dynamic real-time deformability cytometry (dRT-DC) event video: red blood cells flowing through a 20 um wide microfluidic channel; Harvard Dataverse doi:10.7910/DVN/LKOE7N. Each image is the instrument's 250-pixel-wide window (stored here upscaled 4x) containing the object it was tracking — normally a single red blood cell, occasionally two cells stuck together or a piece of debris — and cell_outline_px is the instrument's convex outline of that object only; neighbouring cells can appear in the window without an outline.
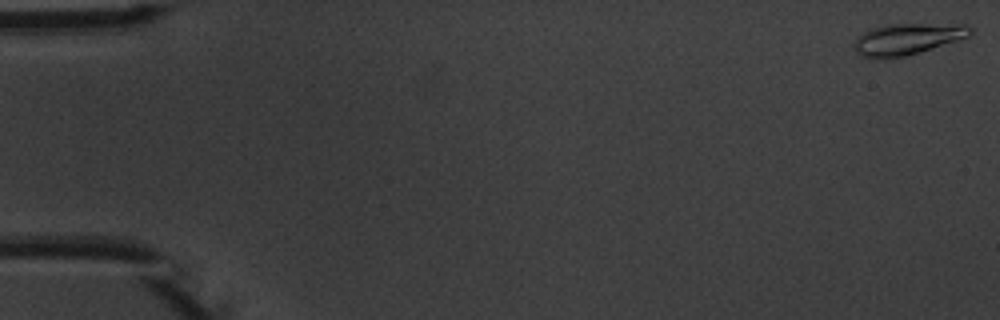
{"species": "common noctule bat (a hibernating species)", "species_latin": "Nyctalus noctula", "temperature_condition": "warm", "stored_images_in_passage": 4, "camera_frame_rate_fps": 3000, "um_per_image_px": 0.085, "animal": {"sex": "male", "body_mass_g": 20.1, "forearm_length_mm": 53.5}, "frame": {"image": 1, "passage_image": 1, "time_ms": 0.0, "image_size_px": [1000, 320], "cell_outline_px": [[972, 32], [968, 36], [920, 52], [904, 56], [872, 60], [860, 56], [856, 52], [856, 36], [868, 28], [892, 24], [968, 24], [972, 28]], "centroid_in_image_um": [77.07, 3.32], "position_along_channel_um": 7.9, "area_um2": 21.27}}